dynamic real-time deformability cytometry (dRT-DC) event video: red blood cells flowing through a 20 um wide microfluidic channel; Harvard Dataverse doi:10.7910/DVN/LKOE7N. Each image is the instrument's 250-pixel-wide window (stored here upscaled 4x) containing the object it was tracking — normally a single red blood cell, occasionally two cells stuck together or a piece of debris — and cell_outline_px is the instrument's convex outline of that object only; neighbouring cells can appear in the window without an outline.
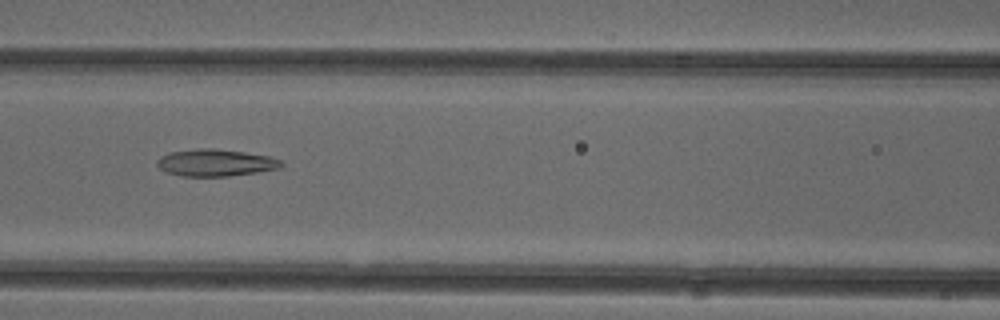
{"species": "common noctule bat (a hibernating species)", "species_latin": "Nyctalus noctula", "temperature_condition": "cold", "stored_images_in_passage": 52, "camera_frame_rate_fps": 3000, "um_per_image_px": 0.085, "animal": {"sex": "female"}, "frame": {"image": 1, "passage_image": 23, "time_ms": 7.333, "image_size_px": [1000, 320], "cell_outline_px": [[284, 164], [280, 168], [256, 172], [228, 176], [180, 176], [168, 172], [160, 168], [156, 164], [156, 160], [160, 156], [168, 152], [196, 148], [212, 148], [244, 152], [268, 156], [280, 160]], "centroid_in_image_um": [18.28, 13.82], "position_along_channel_um": 148.3, "area_um2": 19.54}}
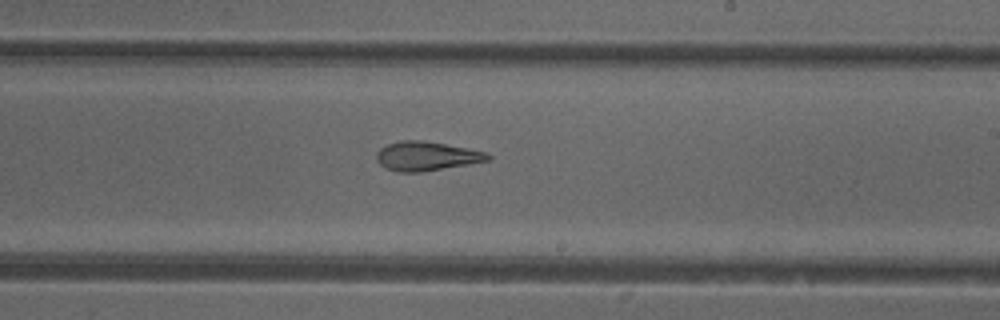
{"frame": {"image": 2, "passage_image": 31, "time_ms": 10.0, "image_size_px": [1000, 320], "cell_outline_px": [[492, 160], [420, 172], [400, 172], [384, 168], [376, 160], [376, 152], [380, 148], [388, 144], [400, 140], [420, 140], [468, 148], [488, 152], [492, 156]], "centroid_in_image_um": [36.25, 13.27], "position_along_channel_um": 252.7, "area_um2": 18.96}}
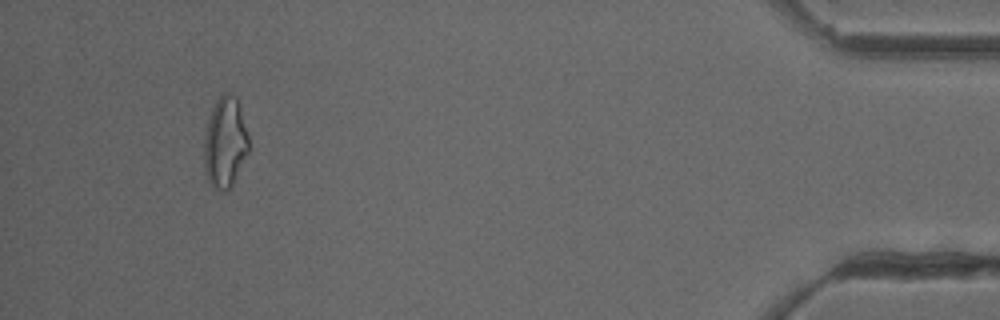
{"frame": {"image": 3, "passage_image": 49, "time_ms": 16.0, "image_size_px": [1000, 320], "cell_outline_px": [[248, 152], [228, 192], [216, 192], [212, 188], [208, 180], [204, 168], [204, 136], [208, 120], [212, 108], [216, 100], [224, 92], [228, 92], [236, 96], [240, 108], [248, 136]], "centroid_in_image_um": [19.11, 12.14], "position_along_channel_um": 416.1, "area_um2": 23.7}, "authors_computed_cell_mechanics": {"area_um2": 21.5594, "velocity_mm_per_s": 3.9194, "shape_relaxation_time_tau1_ms": null, "shape_relaxation_time_tau2_ms": 2.789, "deformation_change_tau1": null, "deformation_change_tau2": 0.1247}}